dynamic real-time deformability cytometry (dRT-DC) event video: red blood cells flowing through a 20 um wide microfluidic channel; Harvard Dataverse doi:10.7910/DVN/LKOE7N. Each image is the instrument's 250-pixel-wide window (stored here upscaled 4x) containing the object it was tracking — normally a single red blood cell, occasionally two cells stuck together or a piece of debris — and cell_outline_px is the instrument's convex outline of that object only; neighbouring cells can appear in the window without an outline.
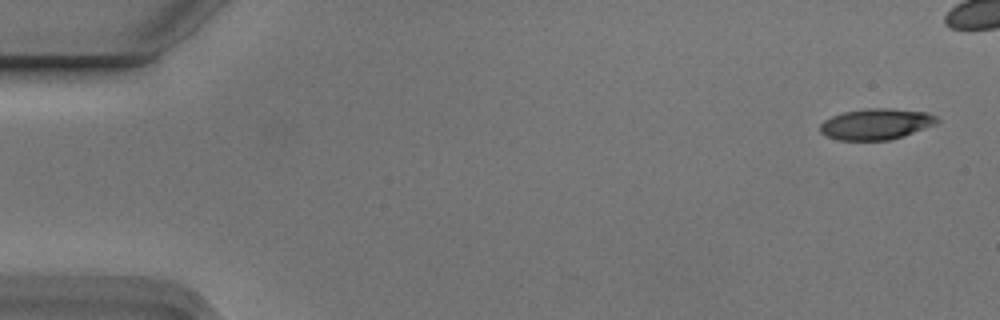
{"species": "Egyptian fruit bat (a non-hibernating species)", "species_latin": "Rousettus aegyptiacus", "temperature_condition": "cold", "stored_images_in_passage": 4, "camera_frame_rate_fps": 3000, "um_per_image_px": 0.085, "animal": {"sex": "male"}, "frame": {"image": 1, "passage_image": 1, "time_ms": 0.0, "image_size_px": [1000, 320], "cell_outline_px": [[940, 120], [936, 124], [888, 140], [836, 140], [824, 136], [820, 132], [820, 124], [824, 120], [832, 116], [844, 112], [868, 108], [892, 108], [928, 112], [936, 116]], "centroid_in_image_um": [74.44, 10.54], "position_along_channel_um": 10.6, "area_um2": 21.1}}